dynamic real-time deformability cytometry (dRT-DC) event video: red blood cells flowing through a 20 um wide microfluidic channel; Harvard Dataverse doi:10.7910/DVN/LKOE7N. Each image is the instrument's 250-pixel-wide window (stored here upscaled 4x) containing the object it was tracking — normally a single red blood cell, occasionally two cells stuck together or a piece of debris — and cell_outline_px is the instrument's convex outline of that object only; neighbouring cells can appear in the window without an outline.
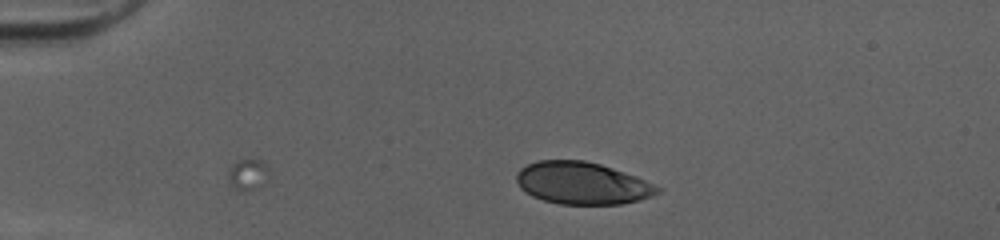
{"species": "human", "species_latin": "Homo sapiens", "temperature_condition": "cold", "stored_images_in_passage": 34, "camera_frame_rate_fps": 3000, "um_per_image_px": 0.085, "donor": {"sex": "female"}, "frame": {"image": 1, "passage_image": 1, "time_ms": 0.0, "image_size_px": [1000, 240], "cell_outline_px": [[664, 188], [660, 192], [652, 196], [640, 200], [620, 204], [560, 204], [544, 200], [532, 196], [524, 192], [520, 188], [516, 180], [516, 172], [520, 168], [536, 160], [584, 160], [600, 164], [636, 176]], "centroid_in_image_um": [49.49, 15.57], "position_along_channel_um": 35.5, "area_um2": 34.91}}
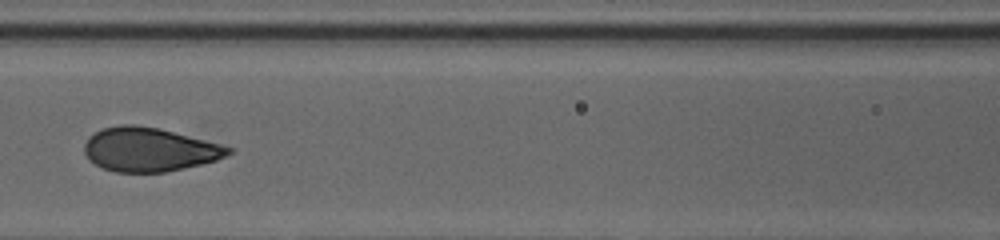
{"frame": {"image": 2, "passage_image": 14, "time_ms": 4.333, "image_size_px": [1000, 240], "cell_outline_px": [[236, 148], [232, 152], [216, 160], [200, 164], [164, 172], [116, 172], [104, 168], [88, 160], [84, 152], [84, 144], [88, 136], [104, 128], [120, 124], [136, 124], [160, 128]], "centroid_in_image_um": [12.68, 12.69], "position_along_channel_um": 153.9, "area_um2": 36.82}}
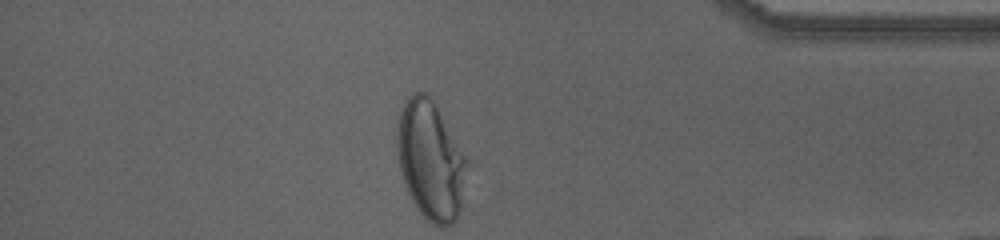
{"frame": {"image": 3, "passage_image": 34, "time_ms": 11.0, "image_size_px": [1000, 240], "cell_outline_px": [[468, 164], [460, 212], [456, 220], [452, 224], [432, 224], [420, 212], [412, 200], [408, 192], [400, 168], [396, 144], [396, 120], [400, 108], [408, 96], [416, 92], [428, 92], [432, 96], [468, 160]], "centroid_in_image_um": [36.59, 13.55], "position_along_channel_um": 398.6, "area_um2": 48.67}}